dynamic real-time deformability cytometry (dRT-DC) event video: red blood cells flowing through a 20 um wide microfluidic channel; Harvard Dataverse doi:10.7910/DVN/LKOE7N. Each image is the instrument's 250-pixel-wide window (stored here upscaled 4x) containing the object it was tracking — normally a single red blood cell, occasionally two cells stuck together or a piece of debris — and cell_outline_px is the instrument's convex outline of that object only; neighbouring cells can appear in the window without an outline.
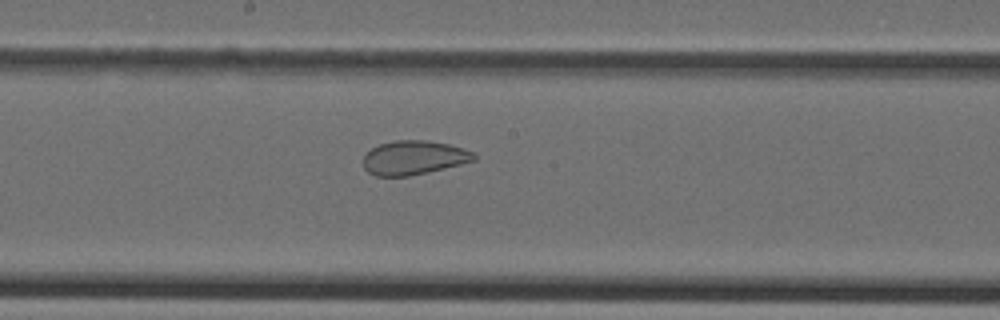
{"species": "Egyptian fruit bat (a non-hibernating species)", "species_latin": "Rousettus aegyptiacus", "temperature_condition": "cold", "stored_images_in_passage": 44, "camera_frame_rate_fps": 3000, "um_per_image_px": 0.085, "animal": {"sex": "female"}, "frame": {"image": 1, "passage_image": 23, "time_ms": 7.333, "image_size_px": [1000, 320], "cell_outline_px": [[476, 160], [444, 168], [408, 176], [376, 176], [368, 172], [364, 168], [364, 156], [372, 148], [380, 144], [396, 140], [424, 140], [448, 144], [476, 152]], "centroid_in_image_um": [35.18, 13.4], "position_along_channel_um": 213.0, "area_um2": 21.79}}
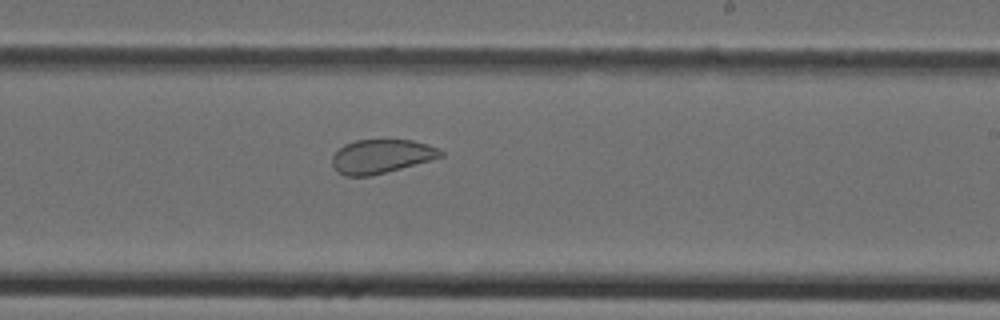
{"frame": {"image": 2, "passage_image": 26, "time_ms": 8.333, "image_size_px": [1000, 320], "cell_outline_px": [[444, 156], [432, 160], [368, 176], [344, 176], [332, 164], [332, 156], [344, 144], [356, 140], [412, 140], [436, 148], [444, 152]], "centroid_in_image_um": [32.41, 13.28], "position_along_channel_um": 256.6, "area_um2": 21.04}}
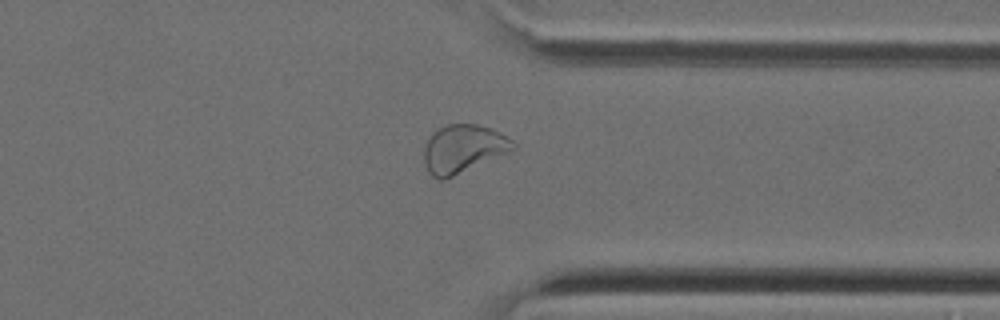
{"frame": {"image": 3, "passage_image": 34, "time_ms": 11.0, "image_size_px": [1000, 320], "cell_outline_px": [[516, 148], [444, 180], [440, 180], [432, 176], [428, 172], [424, 164], [424, 148], [428, 140], [440, 128], [448, 124], [476, 124], [492, 128], [512, 140], [516, 144]], "centroid_in_image_um": [39.35, 12.65], "position_along_channel_um": 372.0, "area_um2": 24.51}}